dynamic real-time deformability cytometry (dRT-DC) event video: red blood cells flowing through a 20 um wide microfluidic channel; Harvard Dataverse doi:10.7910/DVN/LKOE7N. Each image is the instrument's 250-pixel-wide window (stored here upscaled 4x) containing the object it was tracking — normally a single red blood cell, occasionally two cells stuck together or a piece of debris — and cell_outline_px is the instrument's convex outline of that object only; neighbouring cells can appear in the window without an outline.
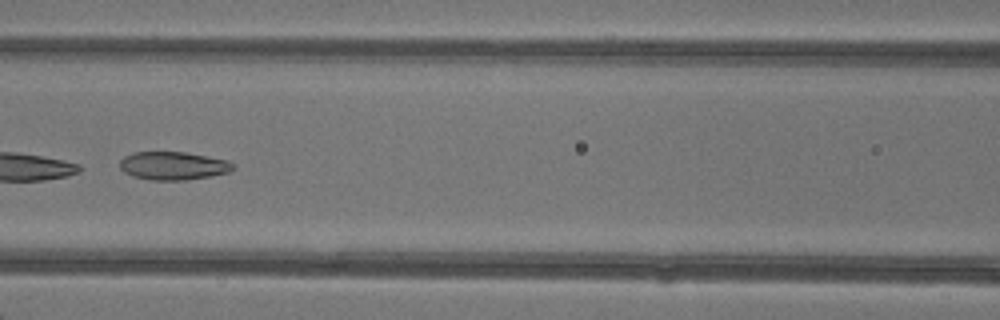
{"species": "common noctule bat (a hibernating species)", "species_latin": "Nyctalus noctula", "temperature_condition": "warm", "stored_images_in_passage": 7, "camera_frame_rate_fps": 3000, "um_per_image_px": 0.085, "animal": {"sex": "female"}, "frame": {"image": 1, "passage_image": 7, "time_ms": 7.0, "image_size_px": [1000, 320], "cell_outline_px": [[236, 168], [228, 172], [212, 176], [184, 180], [152, 180], [132, 176], [124, 172], [120, 168], [120, 160], [124, 156], [132, 152], [184, 152], [228, 160], [236, 164]], "centroid_in_image_um": [14.74, 14.09], "position_along_channel_um": 151.9, "area_um2": 18.73}}